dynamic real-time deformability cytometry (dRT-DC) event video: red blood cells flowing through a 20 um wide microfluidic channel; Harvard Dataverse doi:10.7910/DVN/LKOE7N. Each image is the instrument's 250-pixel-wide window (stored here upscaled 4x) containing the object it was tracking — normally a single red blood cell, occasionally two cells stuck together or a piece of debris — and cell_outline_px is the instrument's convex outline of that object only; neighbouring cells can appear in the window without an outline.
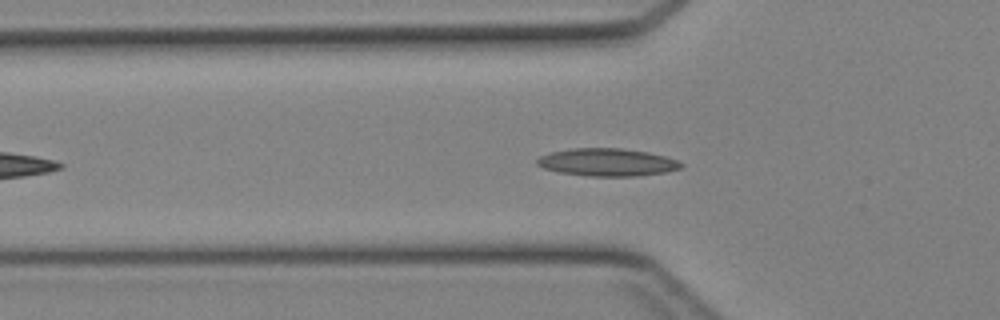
{"species": "Egyptian fruit bat (a non-hibernating species)", "species_latin": "Rousettus aegyptiacus", "temperature_condition": "cold", "stored_images_in_passage": 32, "camera_frame_rate_fps": 3000, "um_per_image_px": 0.085, "animal": {"sex": "female"}, "frame": {"image": 1, "passage_image": 7, "time_ms": 2.0, "image_size_px": [1000, 320], "cell_outline_px": [[684, 164], [680, 168], [664, 172], [636, 176], [588, 176], [560, 172], [544, 168], [536, 164], [536, 160], [540, 156], [552, 152], [572, 148], [620, 148], [648, 152], [664, 156], [676, 160]], "centroid_in_image_um": [51.6, 13.79], "position_along_channel_um": 74.2, "area_um2": 23.0}}
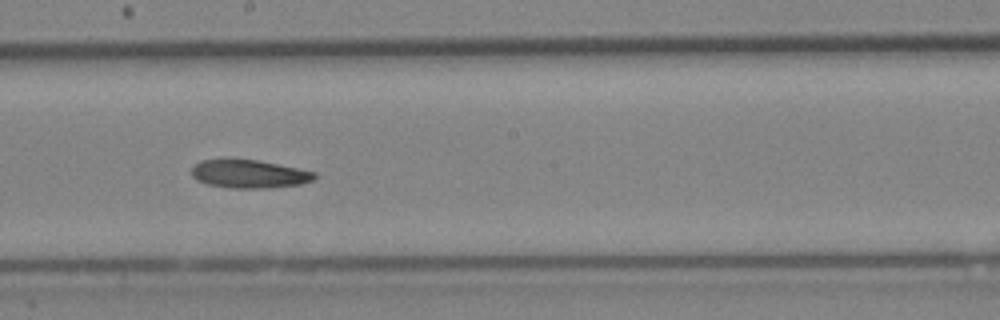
{"frame": {"image": 2, "passage_image": 17, "time_ms": 5.333, "image_size_px": [1000, 320], "cell_outline_px": [[316, 176], [312, 180], [300, 184], [268, 188], [232, 188], [208, 184], [196, 180], [192, 176], [192, 168], [200, 160], [224, 156], [256, 160], [316, 172]], "centroid_in_image_um": [21.09, 14.75], "position_along_channel_um": 227.1, "area_um2": 20.63}}
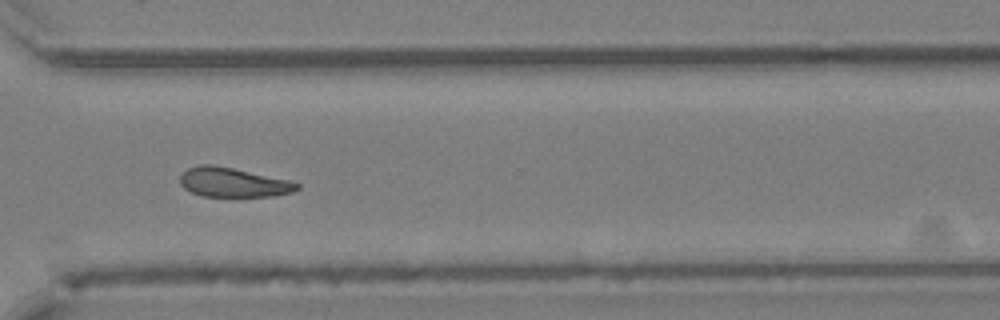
{"frame": {"image": 3, "passage_image": 25, "time_ms": 8.0, "image_size_px": [1000, 320], "cell_outline_px": [[300, 188], [292, 192], [272, 196], [200, 196], [184, 188], [180, 184], [180, 176], [188, 168], [200, 164], [212, 164], [232, 168], [288, 180], [300, 184]], "centroid_in_image_um": [19.79, 15.5], "position_along_channel_um": 350.8, "area_um2": 19.83}}